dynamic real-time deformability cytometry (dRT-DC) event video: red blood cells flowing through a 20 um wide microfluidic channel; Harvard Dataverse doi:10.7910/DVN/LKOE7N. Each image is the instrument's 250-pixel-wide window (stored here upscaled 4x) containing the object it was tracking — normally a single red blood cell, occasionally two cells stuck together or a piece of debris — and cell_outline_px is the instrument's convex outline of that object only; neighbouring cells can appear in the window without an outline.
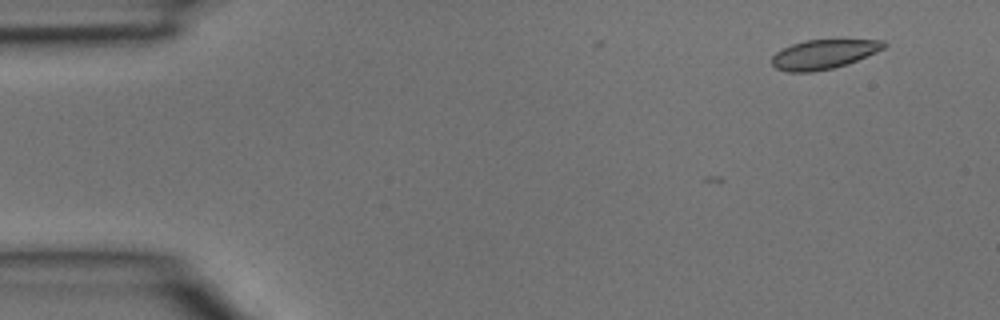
{"species": "common noctule bat (a hibernating species)", "species_latin": "Nyctalus noctula", "temperature_condition": "room temperature", "stored_images_in_passage": 5, "camera_frame_rate_fps": 3000, "um_per_image_px": 0.085, "animal": {"sex": "male", "body_mass_g": 15.6}, "frame": {"image": 1, "passage_image": 2, "time_ms": 0.333, "image_size_px": [1000, 320], "cell_outline_px": [[888, 44], [884, 48], [876, 52], [848, 64], [832, 68], [812, 72], [788, 72], [776, 68], [772, 64], [772, 56], [776, 52], [792, 44], [804, 40], [884, 40]], "centroid_in_image_um": [70.01, 4.61], "position_along_channel_um": 15.0, "area_um2": 19.07}}
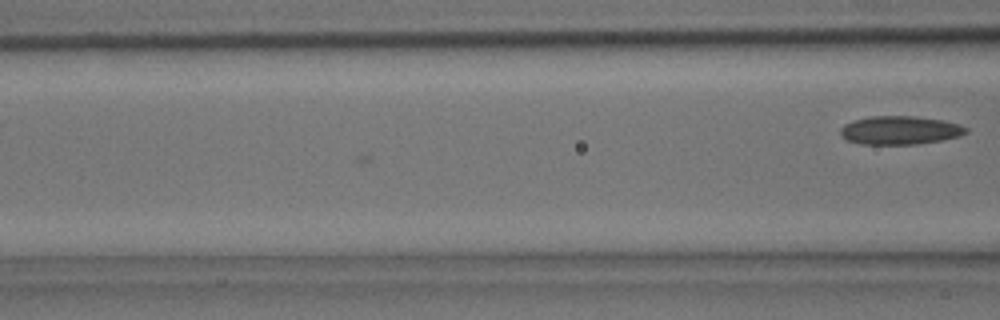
{"frame": {"image": 2, "passage_image": 5, "time_ms": 1.333, "image_size_px": [1000, 320], "cell_outline_px": [[968, 132], [960, 136], [940, 140], [916, 144], [860, 144], [848, 140], [840, 136], [840, 128], [844, 124], [856, 120], [872, 116], [912, 116], [940, 120], [960, 124], [968, 128]], "centroid_in_image_um": [76.49, 11.07], "position_along_channel_um": 90.1, "area_um2": 20.69}}